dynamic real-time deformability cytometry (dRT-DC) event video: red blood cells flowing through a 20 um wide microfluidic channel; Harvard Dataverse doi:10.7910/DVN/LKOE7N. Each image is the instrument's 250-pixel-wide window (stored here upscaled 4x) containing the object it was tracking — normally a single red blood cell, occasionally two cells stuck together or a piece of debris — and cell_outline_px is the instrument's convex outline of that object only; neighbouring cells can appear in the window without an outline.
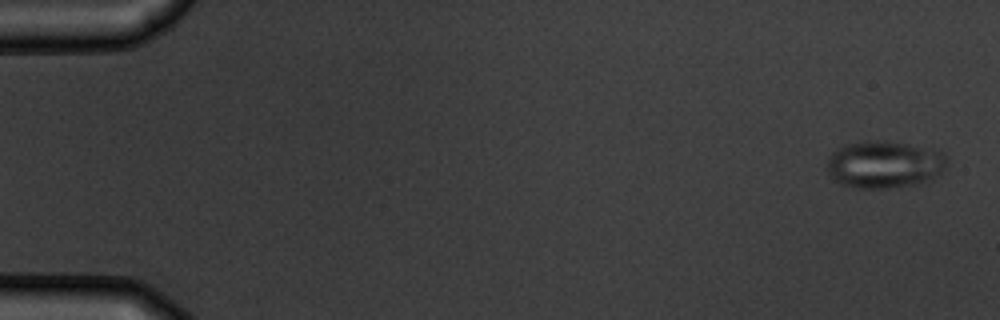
{"species": "common noctule bat (a hibernating species)", "species_latin": "Nyctalus noctula", "temperature_condition": "warm", "stored_images_in_passage": 7, "camera_frame_rate_fps": 3000, "um_per_image_px": 0.085, "animal": {"sex": "male", "body_mass_g": 19.5, "forearm_length_mm": 54.6}, "frame": {"image": 1, "passage_image": 1, "time_ms": 0.0, "image_size_px": [1000, 320], "cell_outline_px": [[948, 160], [944, 168], [936, 176], [916, 184], [888, 188], [860, 188], [840, 184], [828, 172], [828, 156], [836, 148], [844, 144], [868, 140], [884, 140], [932, 148], [944, 152]], "centroid_in_image_um": [75.16, 13.95], "position_along_channel_um": 9.8, "area_um2": 33.18}}